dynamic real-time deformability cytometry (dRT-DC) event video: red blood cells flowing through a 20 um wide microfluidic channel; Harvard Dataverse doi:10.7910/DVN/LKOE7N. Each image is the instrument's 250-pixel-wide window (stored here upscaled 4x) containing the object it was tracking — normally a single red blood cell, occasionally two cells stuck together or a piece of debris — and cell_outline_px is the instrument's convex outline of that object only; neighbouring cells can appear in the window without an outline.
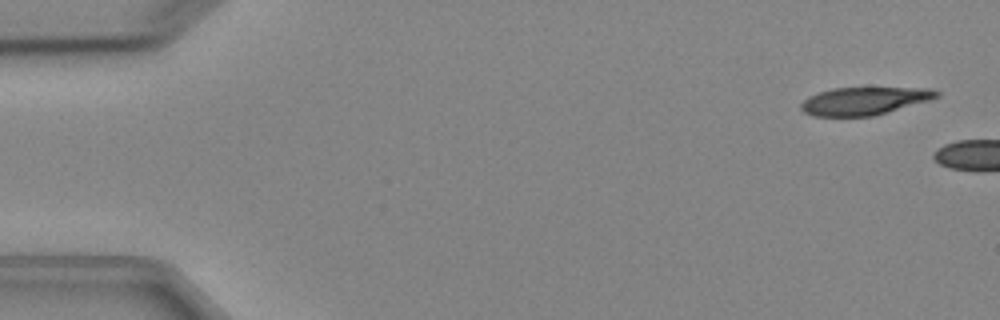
{"species": "Egyptian fruit bat (a non-hibernating species)", "species_latin": "Rousettus aegyptiacus", "temperature_condition": "cold", "stored_images_in_passage": 2, "camera_frame_rate_fps": 3000, "um_per_image_px": 0.085, "animal": {"sex": "female"}, "frame": {"image": 1, "passage_image": 1, "time_ms": 0.0, "image_size_px": [1000, 320], "cell_outline_px": [[940, 96], [928, 100], [872, 116], [812, 116], [804, 112], [800, 108], [800, 104], [808, 96], [832, 88], [932, 88], [940, 92]], "centroid_in_image_um": [73.43, 8.57], "position_along_channel_um": 11.6, "area_um2": 21.73}}